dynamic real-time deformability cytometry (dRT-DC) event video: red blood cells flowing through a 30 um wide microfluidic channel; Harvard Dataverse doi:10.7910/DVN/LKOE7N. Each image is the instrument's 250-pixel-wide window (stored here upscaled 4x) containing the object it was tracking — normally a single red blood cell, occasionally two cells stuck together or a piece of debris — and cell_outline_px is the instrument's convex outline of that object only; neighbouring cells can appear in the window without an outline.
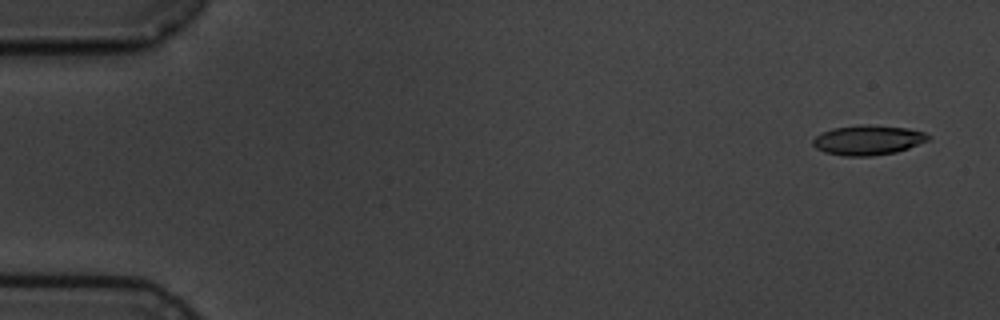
{"species": "common noctule bat (a hibernating species)", "species_latin": "Nyctalus noctula", "temperature_condition": "cold", "stored_images_in_passage": 6, "segment_of_instrument_passage": [1, 2], "camera_frame_rate_fps": 3000, "um_per_image_px": 0.085, "animal": {"sex": "male", "body_mass_g": 19.5, "forearm_length_mm": 54.6}, "frame": {"image": 1, "passage_image": 1, "time_ms": 0.0, "image_size_px": [1000, 320], "cell_outline_px": [[932, 136], [928, 140], [908, 148], [896, 152], [872, 156], [844, 156], [824, 152], [816, 148], [812, 144], [812, 140], [816, 136], [832, 128], [860, 124], [908, 128], [924, 132]], "centroid_in_image_um": [73.77, 11.91], "position_along_channel_um": 11.2, "area_um2": 20.0}}
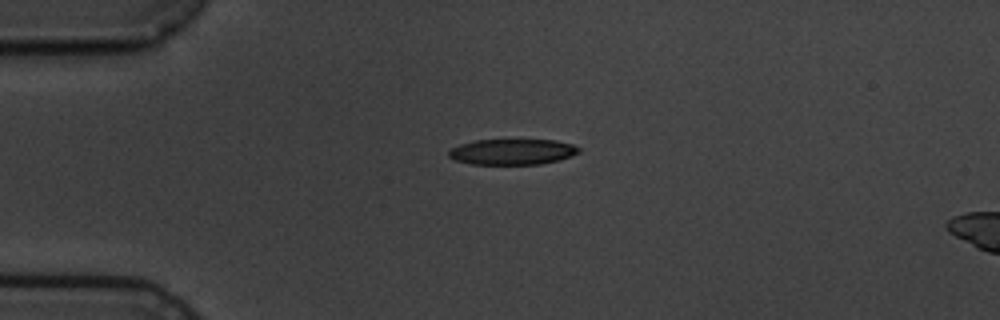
{"frame": {"image": 2, "passage_image": 4, "time_ms": 3.667, "image_size_px": [1000, 320], "cell_outline_px": [[580, 152], [572, 156], [560, 160], [540, 164], [472, 164], [456, 160], [448, 156], [448, 152], [452, 148], [460, 144], [476, 140], [556, 140], [572, 144], [580, 148]], "centroid_in_image_um": [43.58, 12.9], "position_along_channel_um": 41.4, "area_um2": 19.48}}